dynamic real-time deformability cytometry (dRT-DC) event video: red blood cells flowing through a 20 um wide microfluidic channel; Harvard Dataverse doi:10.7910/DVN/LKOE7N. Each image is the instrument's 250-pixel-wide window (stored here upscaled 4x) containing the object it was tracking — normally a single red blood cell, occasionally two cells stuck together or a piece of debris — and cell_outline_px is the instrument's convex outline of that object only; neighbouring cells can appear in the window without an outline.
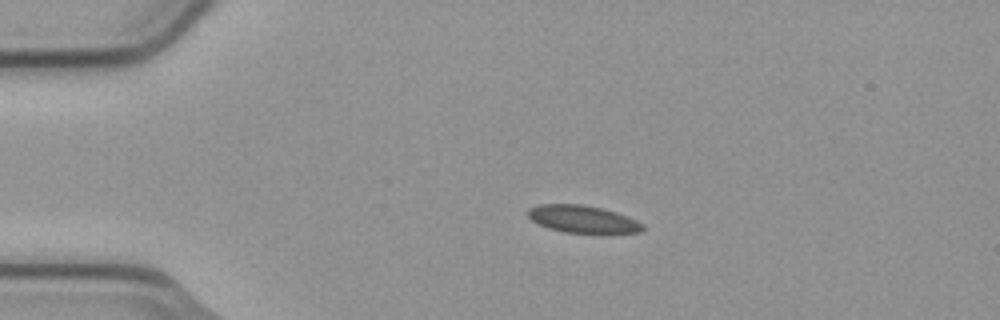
{"species": "common noctule bat (a hibernating species)", "species_latin": "Nyctalus noctula", "temperature_condition": "cold", "stored_images_in_passage": 4, "camera_frame_rate_fps": 3000, "um_per_image_px": 0.085, "animal": {"sex": "male", "body_mass_g": 23.1, "forearm_length_mm": 52.7}, "frame": {"image": 1, "passage_image": 3, "time_ms": 0.667, "image_size_px": [1000, 320], "cell_outline_px": [[644, 228], [640, 232], [564, 232], [548, 228], [532, 220], [528, 216], [528, 208], [540, 204], [580, 204], [600, 208], [616, 212], [636, 220], [644, 224]], "centroid_in_image_um": [49.5, 18.61], "position_along_channel_um": 35.5, "area_um2": 17.92}}